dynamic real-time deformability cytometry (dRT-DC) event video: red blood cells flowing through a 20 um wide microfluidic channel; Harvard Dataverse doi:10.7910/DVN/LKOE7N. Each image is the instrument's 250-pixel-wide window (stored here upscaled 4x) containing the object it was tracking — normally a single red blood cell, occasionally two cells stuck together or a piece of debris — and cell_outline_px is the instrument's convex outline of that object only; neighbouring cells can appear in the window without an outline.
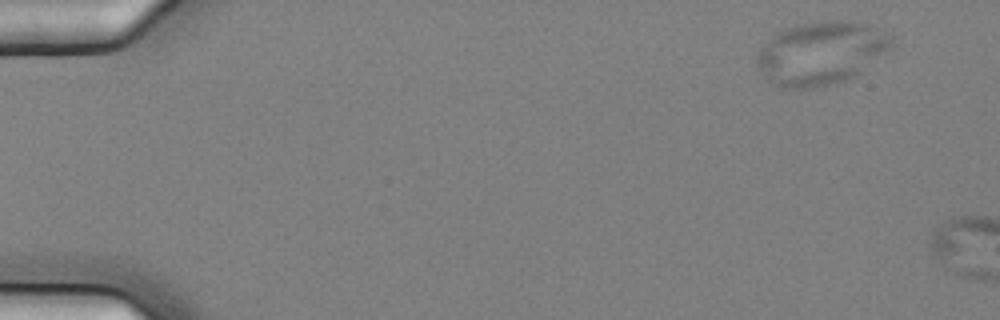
{"species": "common noctule bat (a hibernating species)", "species_latin": "Nyctalus noctula", "temperature_condition": "cold", "stored_images_in_passage": 3, "camera_frame_rate_fps": 3000, "um_per_image_px": 0.085, "animal": {"sex": "female", "body_mass_g": 25.1}, "frame": {"image": 1, "passage_image": 1, "time_ms": 0.0, "image_size_px": [1000, 320], "cell_outline_px": [[896, 44], [892, 48], [856, 76], [844, 80], [816, 88], [780, 88], [768, 80], [756, 64], [756, 52], [776, 32], [784, 28], [796, 24], [828, 20], [852, 20], [872, 24], [892, 36]], "centroid_in_image_um": [69.82, 4.48], "position_along_channel_um": 15.2, "area_um2": 50.34}}